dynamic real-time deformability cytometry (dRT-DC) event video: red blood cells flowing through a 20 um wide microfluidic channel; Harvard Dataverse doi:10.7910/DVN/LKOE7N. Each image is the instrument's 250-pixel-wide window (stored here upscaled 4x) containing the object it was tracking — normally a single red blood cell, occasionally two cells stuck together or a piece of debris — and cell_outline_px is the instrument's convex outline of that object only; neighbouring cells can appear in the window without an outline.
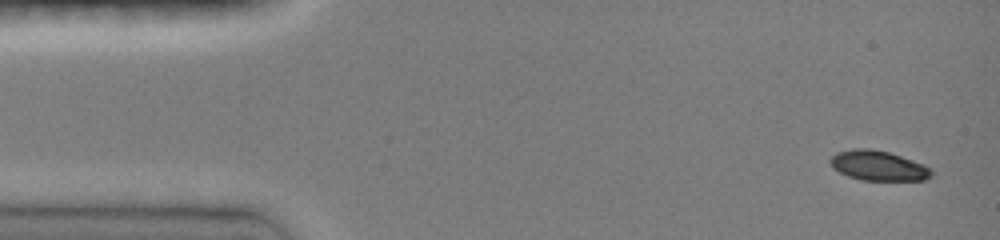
{"species": "common noctule bat (a hibernating species)", "species_latin": "Nyctalus noctula", "temperature_condition": "room temperature", "stored_images_in_passage": 24, "camera_frame_rate_fps": 3000, "um_per_image_px": 0.085, "animal": {"sex": "female", "body_mass_g": 19.0, "forearm_length_mm": 51.5}, "frame": {"image": 1, "passage_image": 1, "time_ms": 0.0, "image_size_px": [1000, 240], "cell_outline_px": [[932, 176], [924, 180], [860, 180], [848, 176], [832, 168], [828, 160], [836, 152], [852, 148], [868, 148], [888, 152], [924, 164], [932, 168]], "centroid_in_image_um": [74.63, 14.08], "position_along_channel_um": 10.4, "area_um2": 17.74}}
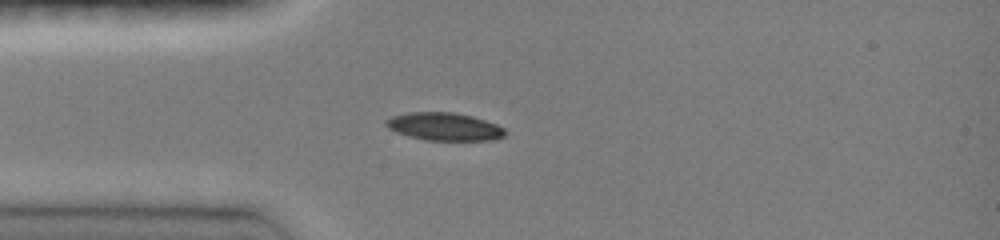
{"frame": {"image": 2, "passage_image": 10, "time_ms": 3.333, "image_size_px": [1000, 240], "cell_outline_px": [[508, 132], [504, 136], [492, 140], [424, 140], [408, 136], [396, 132], [388, 128], [384, 124], [384, 120], [392, 116], [408, 112], [452, 112], [472, 116], [496, 124], [504, 128]], "centroid_in_image_um": [37.74, 10.76], "position_along_channel_um": 47.3, "area_um2": 19.42}}
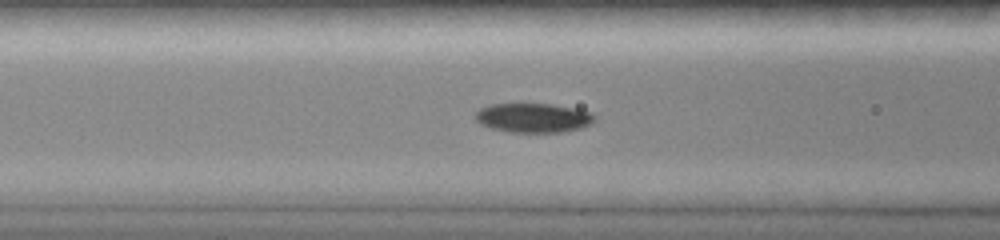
{"frame": {"image": 3, "passage_image": 15, "time_ms": 5.333, "image_size_px": [1000, 240], "cell_outline_px": [[596, 120], [580, 128], [560, 132], [512, 132], [492, 128], [480, 124], [472, 116], [480, 108], [492, 104], [516, 100], [552, 104], [576, 108], [592, 112], [596, 116]], "centroid_in_image_um": [45.28, 9.95], "position_along_channel_um": 121.3, "area_um2": 21.27}}